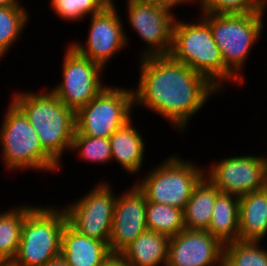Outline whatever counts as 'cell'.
<instances>
[{
	"label": "cell",
	"instance_id": "6da1fadb",
	"mask_svg": "<svg viewBox=\"0 0 267 266\" xmlns=\"http://www.w3.org/2000/svg\"><path fill=\"white\" fill-rule=\"evenodd\" d=\"M138 61L134 108L141 106L163 117L176 133H186L195 114L212 97L223 95L208 78L170 55L143 57Z\"/></svg>",
	"mask_w": 267,
	"mask_h": 266
},
{
	"label": "cell",
	"instance_id": "7a4b0ae2",
	"mask_svg": "<svg viewBox=\"0 0 267 266\" xmlns=\"http://www.w3.org/2000/svg\"><path fill=\"white\" fill-rule=\"evenodd\" d=\"M15 91L11 100L28 118L40 139L43 150L60 166L63 155L70 151L76 131L75 112L49 88L44 92Z\"/></svg>",
	"mask_w": 267,
	"mask_h": 266
},
{
	"label": "cell",
	"instance_id": "3957f363",
	"mask_svg": "<svg viewBox=\"0 0 267 266\" xmlns=\"http://www.w3.org/2000/svg\"><path fill=\"white\" fill-rule=\"evenodd\" d=\"M178 18L176 17L173 26L169 55L204 75L223 93L230 82L243 87V83L224 65L209 24L200 15L193 21H181Z\"/></svg>",
	"mask_w": 267,
	"mask_h": 266
},
{
	"label": "cell",
	"instance_id": "277c9868",
	"mask_svg": "<svg viewBox=\"0 0 267 266\" xmlns=\"http://www.w3.org/2000/svg\"><path fill=\"white\" fill-rule=\"evenodd\" d=\"M9 102L0 125V156L5 171L34 170L53 175L59 172L60 166L43 150L28 118L12 101Z\"/></svg>",
	"mask_w": 267,
	"mask_h": 266
},
{
	"label": "cell",
	"instance_id": "5b68a950",
	"mask_svg": "<svg viewBox=\"0 0 267 266\" xmlns=\"http://www.w3.org/2000/svg\"><path fill=\"white\" fill-rule=\"evenodd\" d=\"M200 16L209 24L213 38L221 51L224 65L243 83L244 68L259 44L264 32L266 12L250 14H211L200 12ZM247 61V62H246Z\"/></svg>",
	"mask_w": 267,
	"mask_h": 266
},
{
	"label": "cell",
	"instance_id": "8992f818",
	"mask_svg": "<svg viewBox=\"0 0 267 266\" xmlns=\"http://www.w3.org/2000/svg\"><path fill=\"white\" fill-rule=\"evenodd\" d=\"M46 204L34 206L25 216L16 266H42L61 255V236L68 222L65 209Z\"/></svg>",
	"mask_w": 267,
	"mask_h": 266
},
{
	"label": "cell",
	"instance_id": "52a82bcc",
	"mask_svg": "<svg viewBox=\"0 0 267 266\" xmlns=\"http://www.w3.org/2000/svg\"><path fill=\"white\" fill-rule=\"evenodd\" d=\"M174 154L151 167L144 178H136L134 182L144 192L147 201L183 210L194 187L204 177L205 168L192 159L186 160Z\"/></svg>",
	"mask_w": 267,
	"mask_h": 266
},
{
	"label": "cell",
	"instance_id": "ba28073f",
	"mask_svg": "<svg viewBox=\"0 0 267 266\" xmlns=\"http://www.w3.org/2000/svg\"><path fill=\"white\" fill-rule=\"evenodd\" d=\"M132 86L107 85L87 105L75 113L74 135L109 138L132 118L134 111Z\"/></svg>",
	"mask_w": 267,
	"mask_h": 266
},
{
	"label": "cell",
	"instance_id": "9c48e42d",
	"mask_svg": "<svg viewBox=\"0 0 267 266\" xmlns=\"http://www.w3.org/2000/svg\"><path fill=\"white\" fill-rule=\"evenodd\" d=\"M66 46L60 69L61 82L49 87L60 101L76 113L108 84L103 81L105 71L100 64L80 55L69 44Z\"/></svg>",
	"mask_w": 267,
	"mask_h": 266
},
{
	"label": "cell",
	"instance_id": "30bf717a",
	"mask_svg": "<svg viewBox=\"0 0 267 266\" xmlns=\"http://www.w3.org/2000/svg\"><path fill=\"white\" fill-rule=\"evenodd\" d=\"M127 21L146 46L139 58L169 55L177 14L168 6L141 0H125Z\"/></svg>",
	"mask_w": 267,
	"mask_h": 266
},
{
	"label": "cell",
	"instance_id": "8fae6325",
	"mask_svg": "<svg viewBox=\"0 0 267 266\" xmlns=\"http://www.w3.org/2000/svg\"><path fill=\"white\" fill-rule=\"evenodd\" d=\"M111 182L100 181L84 194L65 206L68 223L79 233L109 242L117 194Z\"/></svg>",
	"mask_w": 267,
	"mask_h": 266
},
{
	"label": "cell",
	"instance_id": "7c38bea8",
	"mask_svg": "<svg viewBox=\"0 0 267 266\" xmlns=\"http://www.w3.org/2000/svg\"><path fill=\"white\" fill-rule=\"evenodd\" d=\"M115 2L112 0L99 13L90 16L85 42L73 40L68 43L80 55L100 64L105 70L107 63L131 43Z\"/></svg>",
	"mask_w": 267,
	"mask_h": 266
},
{
	"label": "cell",
	"instance_id": "4fadbf2b",
	"mask_svg": "<svg viewBox=\"0 0 267 266\" xmlns=\"http://www.w3.org/2000/svg\"><path fill=\"white\" fill-rule=\"evenodd\" d=\"M204 168V176L224 194L240 197L265 188V153L225 156Z\"/></svg>",
	"mask_w": 267,
	"mask_h": 266
},
{
	"label": "cell",
	"instance_id": "5bb4252c",
	"mask_svg": "<svg viewBox=\"0 0 267 266\" xmlns=\"http://www.w3.org/2000/svg\"><path fill=\"white\" fill-rule=\"evenodd\" d=\"M146 204V196L135 182L125 191L117 193L109 240L112 254H120L140 234L148 230Z\"/></svg>",
	"mask_w": 267,
	"mask_h": 266
},
{
	"label": "cell",
	"instance_id": "9a60e30c",
	"mask_svg": "<svg viewBox=\"0 0 267 266\" xmlns=\"http://www.w3.org/2000/svg\"><path fill=\"white\" fill-rule=\"evenodd\" d=\"M224 244L207 230L183 229L169 238L166 266H223Z\"/></svg>",
	"mask_w": 267,
	"mask_h": 266
},
{
	"label": "cell",
	"instance_id": "2e32d148",
	"mask_svg": "<svg viewBox=\"0 0 267 266\" xmlns=\"http://www.w3.org/2000/svg\"><path fill=\"white\" fill-rule=\"evenodd\" d=\"M61 255L70 266H102L112 253L109 242L81 234L67 222L61 236Z\"/></svg>",
	"mask_w": 267,
	"mask_h": 266
},
{
	"label": "cell",
	"instance_id": "e0dca14e",
	"mask_svg": "<svg viewBox=\"0 0 267 266\" xmlns=\"http://www.w3.org/2000/svg\"><path fill=\"white\" fill-rule=\"evenodd\" d=\"M130 119L117 129L110 137L112 161H116L121 169L130 175H138L145 160V140L143 134L135 127ZM136 173V174H135Z\"/></svg>",
	"mask_w": 267,
	"mask_h": 266
},
{
	"label": "cell",
	"instance_id": "ac0fdd59",
	"mask_svg": "<svg viewBox=\"0 0 267 266\" xmlns=\"http://www.w3.org/2000/svg\"><path fill=\"white\" fill-rule=\"evenodd\" d=\"M239 240L262 241L267 236V189L239 197Z\"/></svg>",
	"mask_w": 267,
	"mask_h": 266
},
{
	"label": "cell",
	"instance_id": "d6986e66",
	"mask_svg": "<svg viewBox=\"0 0 267 266\" xmlns=\"http://www.w3.org/2000/svg\"><path fill=\"white\" fill-rule=\"evenodd\" d=\"M169 237L146 230L120 255L131 266H166Z\"/></svg>",
	"mask_w": 267,
	"mask_h": 266
},
{
	"label": "cell",
	"instance_id": "ffe728a7",
	"mask_svg": "<svg viewBox=\"0 0 267 266\" xmlns=\"http://www.w3.org/2000/svg\"><path fill=\"white\" fill-rule=\"evenodd\" d=\"M221 192L204 176L194 187L183 209L186 229L207 230L210 225L216 197Z\"/></svg>",
	"mask_w": 267,
	"mask_h": 266
},
{
	"label": "cell",
	"instance_id": "44dd1931",
	"mask_svg": "<svg viewBox=\"0 0 267 266\" xmlns=\"http://www.w3.org/2000/svg\"><path fill=\"white\" fill-rule=\"evenodd\" d=\"M239 196L220 193L207 231L224 245L239 240Z\"/></svg>",
	"mask_w": 267,
	"mask_h": 266
},
{
	"label": "cell",
	"instance_id": "7402d4cb",
	"mask_svg": "<svg viewBox=\"0 0 267 266\" xmlns=\"http://www.w3.org/2000/svg\"><path fill=\"white\" fill-rule=\"evenodd\" d=\"M34 204H21L0 212V263L12 262L18 252L26 214Z\"/></svg>",
	"mask_w": 267,
	"mask_h": 266
},
{
	"label": "cell",
	"instance_id": "603a6c76",
	"mask_svg": "<svg viewBox=\"0 0 267 266\" xmlns=\"http://www.w3.org/2000/svg\"><path fill=\"white\" fill-rule=\"evenodd\" d=\"M25 6L0 7V61L20 41L30 20Z\"/></svg>",
	"mask_w": 267,
	"mask_h": 266
},
{
	"label": "cell",
	"instance_id": "cb8c5ba5",
	"mask_svg": "<svg viewBox=\"0 0 267 266\" xmlns=\"http://www.w3.org/2000/svg\"><path fill=\"white\" fill-rule=\"evenodd\" d=\"M146 224L150 231L170 237L176 236L184 227L183 210L156 202L147 201Z\"/></svg>",
	"mask_w": 267,
	"mask_h": 266
},
{
	"label": "cell",
	"instance_id": "d4e9b609",
	"mask_svg": "<svg viewBox=\"0 0 267 266\" xmlns=\"http://www.w3.org/2000/svg\"><path fill=\"white\" fill-rule=\"evenodd\" d=\"M261 243L238 240L225 244L223 266H267V248Z\"/></svg>",
	"mask_w": 267,
	"mask_h": 266
},
{
	"label": "cell",
	"instance_id": "484cf974",
	"mask_svg": "<svg viewBox=\"0 0 267 266\" xmlns=\"http://www.w3.org/2000/svg\"><path fill=\"white\" fill-rule=\"evenodd\" d=\"M69 152H76V159L79 157L87 164L94 163V165L98 164L97 166H99L112 161L109 138L74 135Z\"/></svg>",
	"mask_w": 267,
	"mask_h": 266
},
{
	"label": "cell",
	"instance_id": "4316f807",
	"mask_svg": "<svg viewBox=\"0 0 267 266\" xmlns=\"http://www.w3.org/2000/svg\"><path fill=\"white\" fill-rule=\"evenodd\" d=\"M50 8L60 20L78 23L99 13L112 0H49ZM85 17V18H84Z\"/></svg>",
	"mask_w": 267,
	"mask_h": 266
},
{
	"label": "cell",
	"instance_id": "83f0119b",
	"mask_svg": "<svg viewBox=\"0 0 267 266\" xmlns=\"http://www.w3.org/2000/svg\"><path fill=\"white\" fill-rule=\"evenodd\" d=\"M201 12L211 14H250L267 12V0H198Z\"/></svg>",
	"mask_w": 267,
	"mask_h": 266
},
{
	"label": "cell",
	"instance_id": "f1b7e54d",
	"mask_svg": "<svg viewBox=\"0 0 267 266\" xmlns=\"http://www.w3.org/2000/svg\"><path fill=\"white\" fill-rule=\"evenodd\" d=\"M102 266H131L120 254H112Z\"/></svg>",
	"mask_w": 267,
	"mask_h": 266
},
{
	"label": "cell",
	"instance_id": "f546056e",
	"mask_svg": "<svg viewBox=\"0 0 267 266\" xmlns=\"http://www.w3.org/2000/svg\"><path fill=\"white\" fill-rule=\"evenodd\" d=\"M146 2L159 3L165 6L175 9L179 6H186L181 0H141Z\"/></svg>",
	"mask_w": 267,
	"mask_h": 266
},
{
	"label": "cell",
	"instance_id": "4dcf8cb0",
	"mask_svg": "<svg viewBox=\"0 0 267 266\" xmlns=\"http://www.w3.org/2000/svg\"><path fill=\"white\" fill-rule=\"evenodd\" d=\"M42 266H70L62 255H59Z\"/></svg>",
	"mask_w": 267,
	"mask_h": 266
},
{
	"label": "cell",
	"instance_id": "1f68e13d",
	"mask_svg": "<svg viewBox=\"0 0 267 266\" xmlns=\"http://www.w3.org/2000/svg\"><path fill=\"white\" fill-rule=\"evenodd\" d=\"M22 0H0V7L24 6Z\"/></svg>",
	"mask_w": 267,
	"mask_h": 266
},
{
	"label": "cell",
	"instance_id": "d6a6232c",
	"mask_svg": "<svg viewBox=\"0 0 267 266\" xmlns=\"http://www.w3.org/2000/svg\"><path fill=\"white\" fill-rule=\"evenodd\" d=\"M185 5H187V6H190V5H195V6H197L196 4H197V2H198V0H181Z\"/></svg>",
	"mask_w": 267,
	"mask_h": 266
},
{
	"label": "cell",
	"instance_id": "836d02e7",
	"mask_svg": "<svg viewBox=\"0 0 267 266\" xmlns=\"http://www.w3.org/2000/svg\"><path fill=\"white\" fill-rule=\"evenodd\" d=\"M265 188L267 189V156H265Z\"/></svg>",
	"mask_w": 267,
	"mask_h": 266
}]
</instances>
